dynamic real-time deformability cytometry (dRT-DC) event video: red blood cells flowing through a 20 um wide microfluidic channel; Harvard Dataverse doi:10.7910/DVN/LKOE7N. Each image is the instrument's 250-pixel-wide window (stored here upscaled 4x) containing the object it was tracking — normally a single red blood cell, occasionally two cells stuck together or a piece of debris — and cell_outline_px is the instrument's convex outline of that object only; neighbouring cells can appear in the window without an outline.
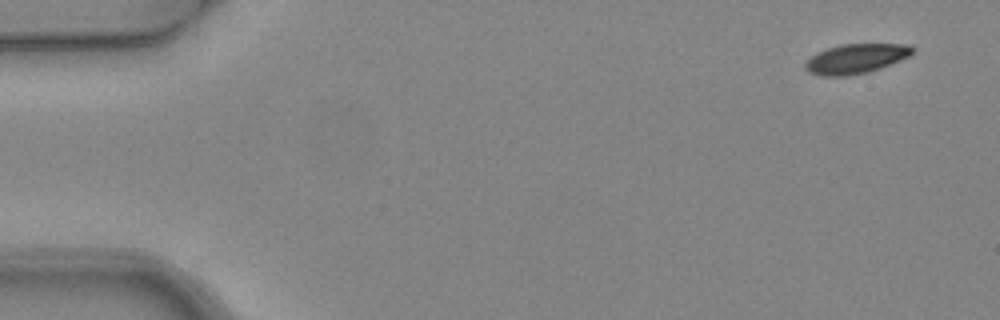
{"species": "common noctule bat (a hibernating species)", "species_latin": "Nyctalus noctula", "temperature_condition": "warm", "stored_images_in_passage": 7, "camera_frame_rate_fps": 3000, "um_per_image_px": 0.085, "animal": {"sex": "female", "body_mass_g": 24.6, "forearm_length_mm": 56.2}, "frame": {"image": 1, "passage_image": 1, "time_ms": 0.0, "image_size_px": [1000, 320], "cell_outline_px": [[916, 48], [908, 56], [900, 60], [880, 68], [868, 72], [848, 76], [824, 76], [808, 72], [804, 68], [804, 64], [816, 52], [840, 44], [912, 44]], "centroid_in_image_um": [72.75, 4.98], "position_along_channel_um": 12.3, "area_um2": 18.55}}
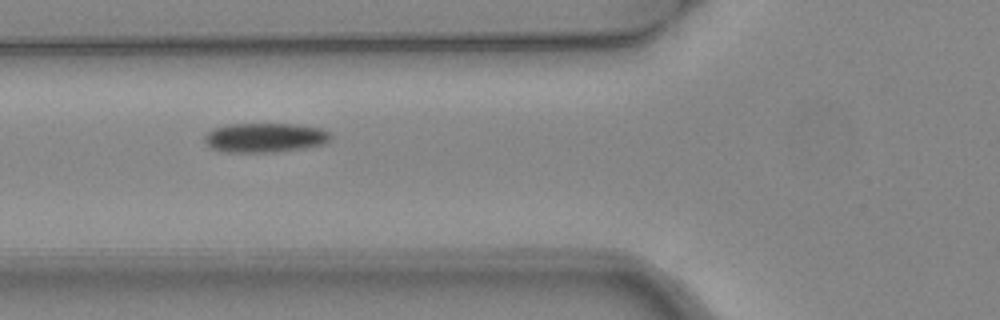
{"frame": {"image": 2, "passage_image": 5, "time_ms": 1.333, "image_size_px": [1000, 320], "cell_outline_px": [[332, 140], [328, 144], [304, 148], [276, 152], [224, 152], [208, 148], [204, 140], [204, 136], [212, 128], [228, 124], [296, 124], [320, 128], [328, 132], [332, 136]], "centroid_in_image_um": [22.53, 11.71], "position_along_channel_um": 103.3, "area_um2": 22.02}}
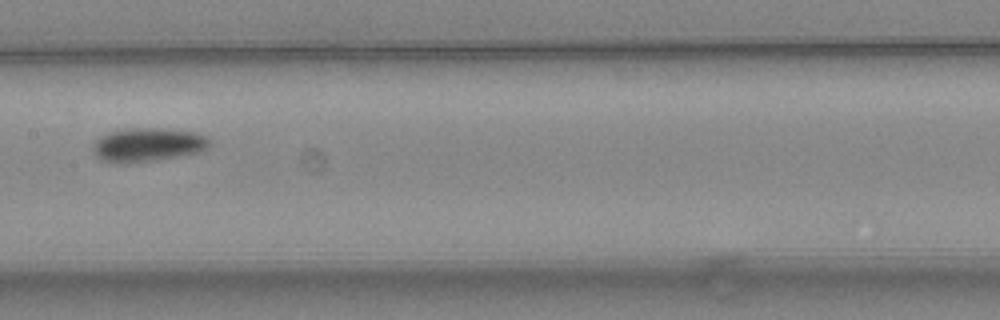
{"frame": {"image": 3, "passage_image": 7, "time_ms": 2.0, "image_size_px": [1000, 320], "cell_outline_px": [[212, 140], [208, 148], [200, 152], [152, 160], [124, 164], [116, 164], [104, 160], [96, 156], [92, 152], [92, 144], [100, 136], [108, 132], [124, 128], [160, 128], [196, 132], [208, 136]], "centroid_in_image_um": [12.55, 12.29], "position_along_channel_um": 194.9, "area_um2": 23.24}}